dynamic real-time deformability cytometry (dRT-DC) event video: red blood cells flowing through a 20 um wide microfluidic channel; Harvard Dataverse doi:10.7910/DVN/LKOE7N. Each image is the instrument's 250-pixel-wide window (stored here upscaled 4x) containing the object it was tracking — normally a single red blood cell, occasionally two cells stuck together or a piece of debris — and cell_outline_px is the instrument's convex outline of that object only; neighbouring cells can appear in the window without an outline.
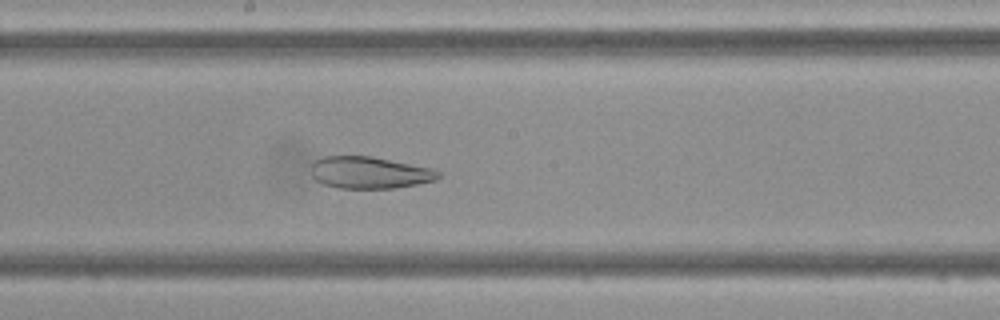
{"species": "Egyptian fruit bat (a non-hibernating species)", "species_latin": "Rousettus aegyptiacus", "temperature_condition": "cold", "stored_images_in_passage": 47, "camera_frame_rate_fps": 3000, "um_per_image_px": 0.085, "frame": {"image": 1, "passage_image": 25, "time_ms": 8.0, "image_size_px": [1000, 320], "cell_outline_px": [[440, 176], [436, 180], [396, 188], [336, 188], [324, 184], [316, 180], [312, 176], [312, 164], [316, 160], [324, 156], [368, 156], [436, 168], [440, 172]], "centroid_in_image_um": [31.44, 14.67], "position_along_channel_um": 216.8, "area_um2": 23.7}}
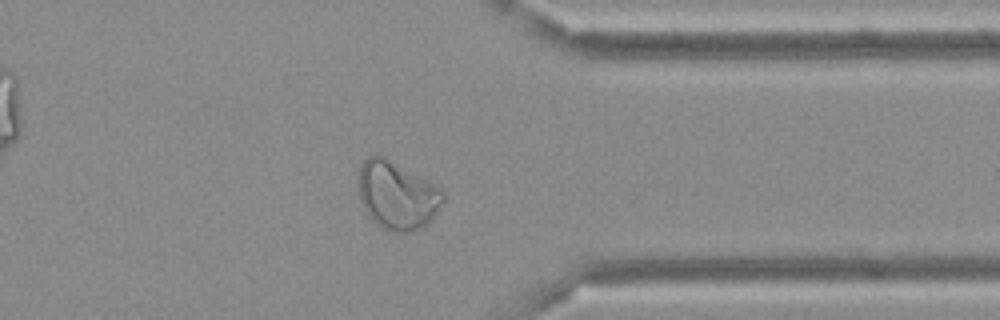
{"frame": {"image": 2, "passage_image": 37, "time_ms": 12.0, "image_size_px": [1000, 320], "cell_outline_px": [[444, 200], [424, 228], [412, 232], [392, 232], [380, 228], [372, 220], [364, 208], [360, 200], [360, 164], [368, 156], [384, 156], [440, 188], [444, 192]], "centroid_in_image_um": [33.75, 16.64], "position_along_channel_um": 377.7, "area_um2": 33.18}}
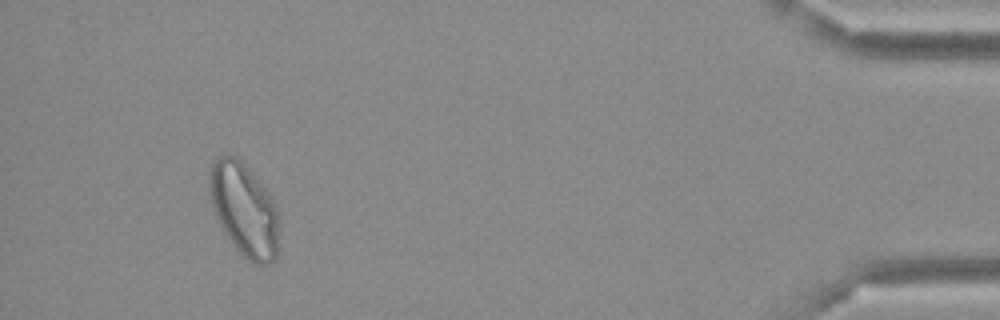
{"frame": {"image": 3, "passage_image": 44, "time_ms": 14.333, "image_size_px": [1000, 320], "cell_outline_px": [[280, 252], [276, 260], [268, 264], [252, 264], [232, 244], [224, 232], [212, 208], [208, 184], [208, 172], [216, 156], [232, 156], [240, 160], [248, 168], [268, 192], [276, 204], [280, 212]], "centroid_in_image_um": [20.81, 17.87], "position_along_channel_um": 414.4, "area_um2": 38.67}}